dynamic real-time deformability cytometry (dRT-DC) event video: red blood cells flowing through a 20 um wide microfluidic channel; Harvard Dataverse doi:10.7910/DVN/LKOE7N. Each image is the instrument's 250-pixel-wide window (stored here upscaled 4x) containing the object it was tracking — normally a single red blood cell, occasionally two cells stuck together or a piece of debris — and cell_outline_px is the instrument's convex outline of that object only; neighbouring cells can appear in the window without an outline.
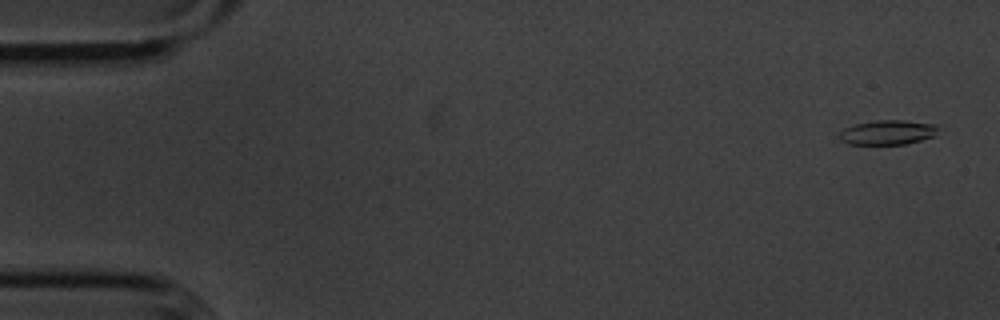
{"species": "common noctule bat (a hibernating species)", "species_latin": "Nyctalus noctula", "temperature_condition": "cold", "stored_images_in_passage": 55, "camera_frame_rate_fps": 3000, "um_per_image_px": 0.085, "animal": {"sex": "male", "body_mass_g": 20.1, "forearm_length_mm": 53.5}, "frame": {"image": 1, "passage_image": 2, "time_ms": 0.333, "image_size_px": [1000, 320], "cell_outline_px": [[940, 128], [936, 136], [904, 144], [848, 144], [840, 140], [836, 136], [844, 128], [856, 124], [876, 120], [904, 120], [936, 124]], "centroid_in_image_um": [75.46, 11.25], "position_along_channel_um": 9.5, "area_um2": 14.33}}
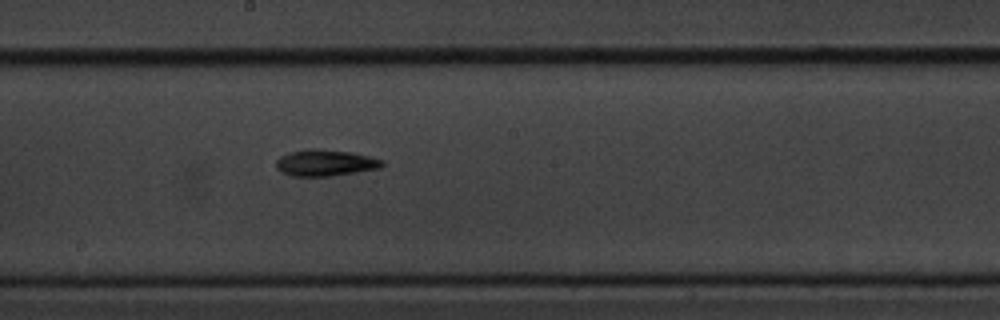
{"frame": {"image": 2, "passage_image": 30, "time_ms": 9.667, "image_size_px": [1000, 320], "cell_outline_px": [[384, 164], [380, 168], [332, 176], [292, 176], [280, 172], [276, 168], [276, 160], [280, 156], [288, 152], [308, 148], [320, 148], [352, 152], [384, 160]], "centroid_in_image_um": [27.62, 13.83], "position_along_channel_um": 220.6, "area_um2": 16.59}}
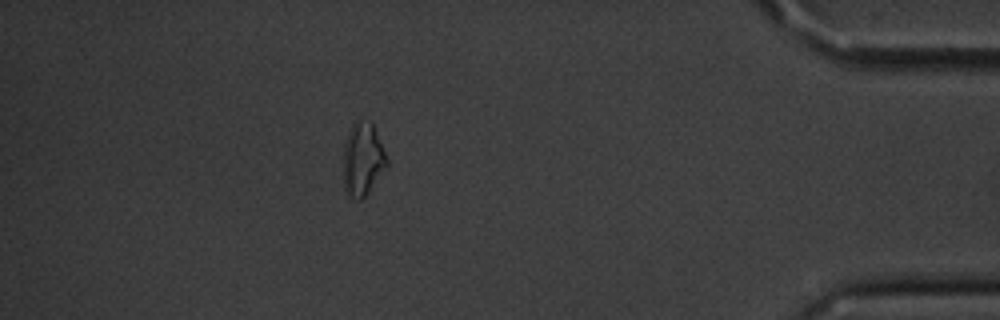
{"frame": {"image": 3, "passage_image": 49, "time_ms": 16.0, "image_size_px": [1000, 320], "cell_outline_px": [[388, 168], [368, 192], [360, 200], [348, 196], [344, 188], [344, 144], [352, 124], [356, 120], [360, 120], [372, 124], [388, 160]], "centroid_in_image_um": [30.84, 13.58], "position_along_channel_um": 404.4, "area_um2": 18.32}, "authors_computed_cell_mechanics": {"area_um2": 15.1436, "velocity_mm_per_s": 3.6139, "shape_relaxation_time_tau1_ms": 4.6378, "shape_relaxation_time_tau2_ms": null, "deformation_change_tau1": 0.1468, "deformation_change_tau2": null}}